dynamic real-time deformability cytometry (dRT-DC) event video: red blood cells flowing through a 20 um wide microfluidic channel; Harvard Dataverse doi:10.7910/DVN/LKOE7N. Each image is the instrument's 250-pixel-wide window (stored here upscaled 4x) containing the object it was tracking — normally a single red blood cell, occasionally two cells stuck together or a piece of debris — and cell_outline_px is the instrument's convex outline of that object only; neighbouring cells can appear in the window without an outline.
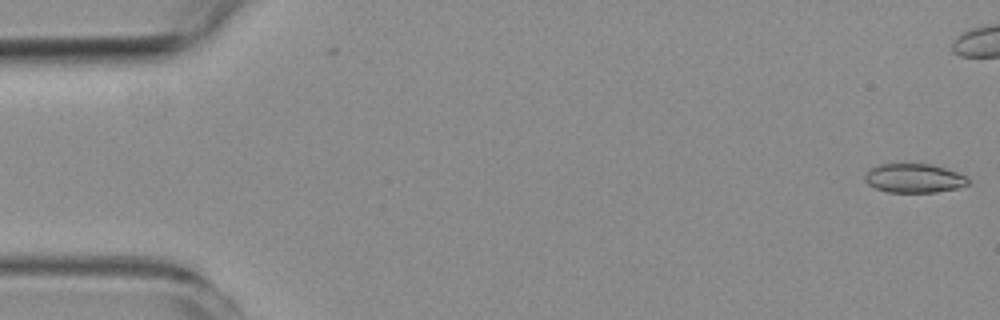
{"species": "common noctule bat (a hibernating species)", "species_latin": "Nyctalus noctula", "temperature_condition": "room temperature", "stored_images_in_passage": 2, "camera_frame_rate_fps": 3000, "um_per_image_px": 0.085, "animal": {"sex": "female", "body_mass_g": 19.3, "forearm_length_mm": 54.1}, "frame": {"image": 1, "passage_image": 2, "time_ms": 1.333, "image_size_px": [1000, 320], "cell_outline_px": [[972, 180], [968, 184], [956, 188], [936, 192], [888, 192], [876, 188], [868, 184], [864, 180], [864, 176], [868, 168], [880, 164], [932, 164], [960, 172], [968, 176]], "centroid_in_image_um": [77.72, 15.14], "position_along_channel_um": 7.3, "area_um2": 17.74}}